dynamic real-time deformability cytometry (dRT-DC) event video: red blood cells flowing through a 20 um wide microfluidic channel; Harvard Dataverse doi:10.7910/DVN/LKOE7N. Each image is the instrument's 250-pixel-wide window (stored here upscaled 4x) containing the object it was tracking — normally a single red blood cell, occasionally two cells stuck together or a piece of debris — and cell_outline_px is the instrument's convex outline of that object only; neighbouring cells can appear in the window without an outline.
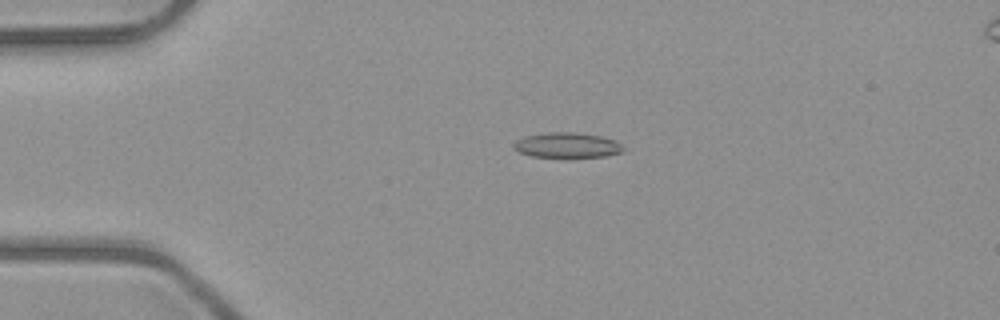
{"species": "common noctule bat (a hibernating species)", "species_latin": "Nyctalus noctula", "temperature_condition": "room temperature", "stored_images_in_passage": 45, "camera_frame_rate_fps": 3000, "um_per_image_px": 0.085, "animal": {"sex": "male", "body_mass_g": 23.1, "forearm_length_mm": 52.7}, "frame": {"image": 1, "passage_image": 5, "time_ms": 1.333, "image_size_px": [1000, 320], "cell_outline_px": [[628, 148], [624, 152], [604, 156], [532, 156], [520, 152], [512, 148], [512, 144], [516, 140], [524, 136], [548, 132], [576, 132], [600, 136], [616, 140]], "centroid_in_image_um": [48.24, 12.32], "position_along_channel_um": 36.8, "area_um2": 16.07}}
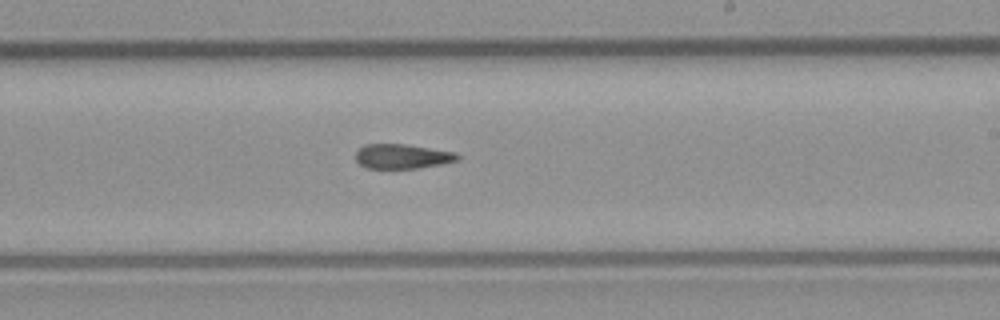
{"frame": {"image": 2, "passage_image": 24, "time_ms": 7.667, "image_size_px": [1000, 320], "cell_outline_px": [[460, 160], [420, 168], [368, 168], [360, 164], [356, 160], [356, 152], [364, 144], [404, 144], [456, 152], [460, 156]], "centroid_in_image_um": [34.21, 13.29], "position_along_channel_um": 254.8, "area_um2": 14.57}}
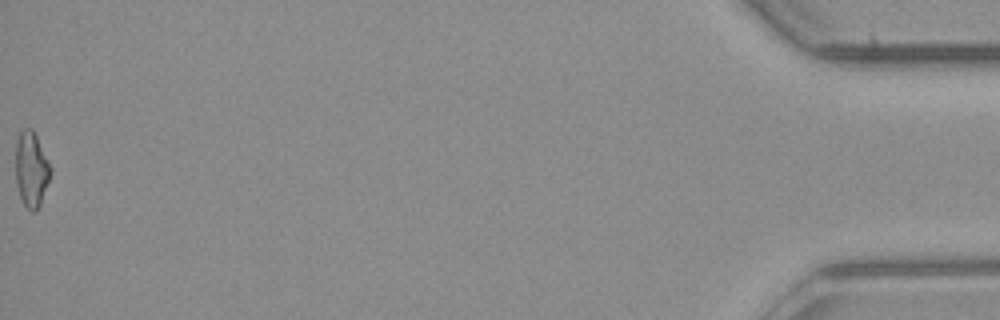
{"frame": {"image": 3, "passage_image": 45, "time_ms": 14.667, "image_size_px": [1000, 320], "cell_outline_px": [[52, 172], [40, 204], [32, 212], [24, 204], [20, 196], [16, 184], [16, 140], [20, 132], [24, 128], [32, 128], [52, 168]], "centroid_in_image_um": [2.66, 14.37], "position_along_channel_um": 432.5, "area_um2": 15.14}, "authors_computed_cell_mechanics": {"area_um2": 15.3748, "velocity_mm_per_s": 4.0462, "shape_relaxation_time_tau1_ms": null, "shape_relaxation_time_tau2_ms": 7.246, "deformation_change_tau1": null, "deformation_change_tau2": 0.1815}}